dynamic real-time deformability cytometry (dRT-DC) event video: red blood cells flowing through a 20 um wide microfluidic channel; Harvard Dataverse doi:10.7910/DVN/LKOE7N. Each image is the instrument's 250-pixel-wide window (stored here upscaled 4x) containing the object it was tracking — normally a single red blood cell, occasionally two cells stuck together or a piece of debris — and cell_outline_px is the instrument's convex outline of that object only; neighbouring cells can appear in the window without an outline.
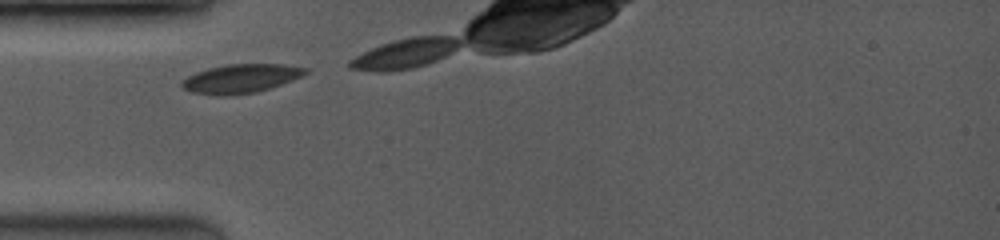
{"species": "common noctule bat (a hibernating species)", "species_latin": "Nyctalus noctula", "temperature_condition": "room temperature", "stored_images_in_passage": 4, "camera_frame_rate_fps": 3500, "um_per_image_px": 0.085, "animal": {"sex": "female", "body_mass_g": 19.0, "forearm_length_mm": 53.3}, "frame": {"image": 1, "passage_image": 1, "time_ms": 0.0, "image_size_px": [1000, 240], "cell_outline_px": [[308, 72], [292, 80], [256, 92], [232, 96], [220, 96], [192, 92], [184, 88], [180, 84], [188, 76], [196, 72], [208, 68], [228, 64], [284, 64], [308, 68]], "centroid_in_image_um": [20.46, 6.68], "position_along_channel_um": 64.5, "area_um2": 20.63}}